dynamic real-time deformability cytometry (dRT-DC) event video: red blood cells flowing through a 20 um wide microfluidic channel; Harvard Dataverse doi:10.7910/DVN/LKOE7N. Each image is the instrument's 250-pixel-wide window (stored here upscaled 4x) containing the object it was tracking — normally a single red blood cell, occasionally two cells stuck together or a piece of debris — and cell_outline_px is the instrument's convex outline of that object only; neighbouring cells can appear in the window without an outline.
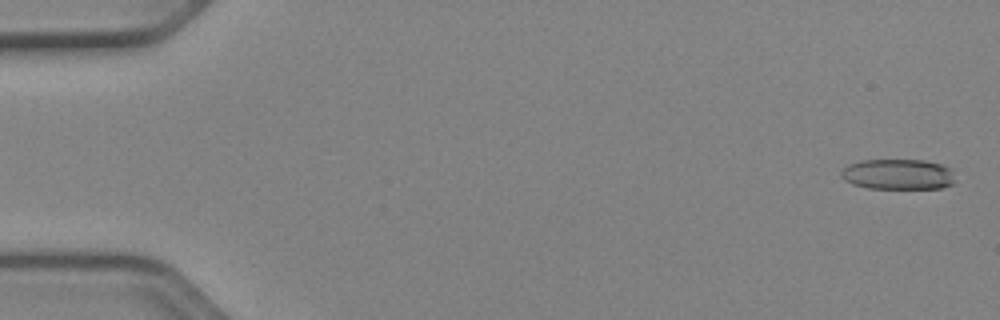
{"species": "Egyptian fruit bat (a non-hibernating species)", "species_latin": "Rousettus aegyptiacus", "temperature_condition": "cold", "stored_images_in_passage": 52, "camera_frame_rate_fps": 3000, "um_per_image_px": 0.085, "animal": {"sex": "female"}, "frame": {"image": 1, "passage_image": 2, "time_ms": 0.333, "image_size_px": [1000, 320], "cell_outline_px": [[956, 180], [952, 184], [944, 188], [868, 188], [852, 184], [844, 180], [840, 176], [840, 172], [848, 164], [860, 160], [924, 160], [940, 164], [952, 168]], "centroid_in_image_um": [76.35, 14.81], "position_along_channel_um": 8.7, "area_um2": 20.52}}
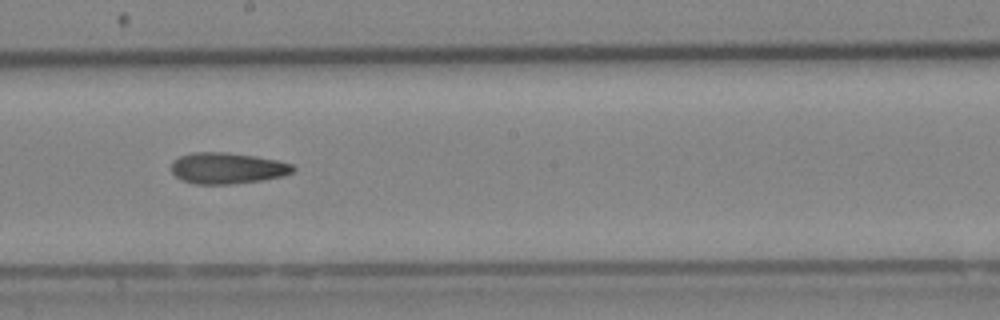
{"frame": {"image": 2, "passage_image": 30, "time_ms": 9.667, "image_size_px": [1000, 320], "cell_outline_px": [[296, 168], [292, 172], [284, 176], [264, 180], [232, 184], [196, 184], [180, 180], [172, 172], [172, 160], [180, 156], [192, 152], [228, 152], [256, 156], [280, 160], [292, 164]], "centroid_in_image_um": [19.34, 14.29], "position_along_channel_um": 228.9, "area_um2": 22.43}}
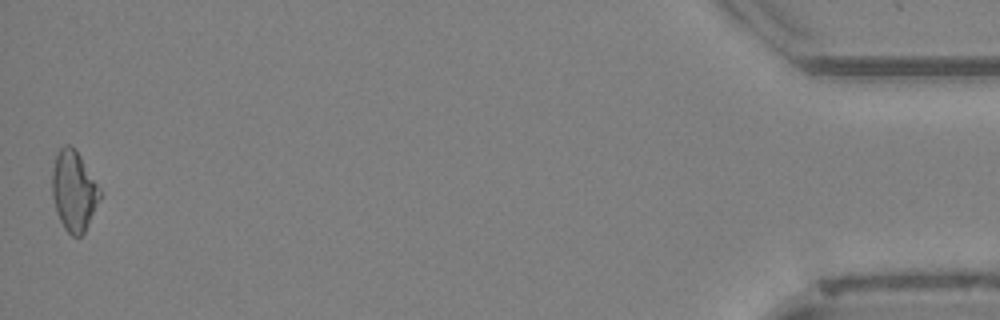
{"frame": {"image": 3, "passage_image": 52, "time_ms": 17.0, "image_size_px": [1000, 320], "cell_outline_px": [[100, 196], [88, 224], [84, 232], [80, 236], [72, 236], [64, 228], [56, 212], [52, 196], [52, 172], [56, 152], [64, 144], [72, 144], [76, 148], [100, 188]], "centroid_in_image_um": [6.25, 16.17], "position_along_channel_um": 429.0, "area_um2": 22.31}, "authors_computed_cell_mechanics": {"area_um2": 21.8484, "velocity_mm_per_s": 3.9748, "shape_relaxation_time_tau1_ms": null, "shape_relaxation_time_tau2_ms": 7.0718, "deformation_change_tau1": null, "deformation_change_tau2": 0.1716}}